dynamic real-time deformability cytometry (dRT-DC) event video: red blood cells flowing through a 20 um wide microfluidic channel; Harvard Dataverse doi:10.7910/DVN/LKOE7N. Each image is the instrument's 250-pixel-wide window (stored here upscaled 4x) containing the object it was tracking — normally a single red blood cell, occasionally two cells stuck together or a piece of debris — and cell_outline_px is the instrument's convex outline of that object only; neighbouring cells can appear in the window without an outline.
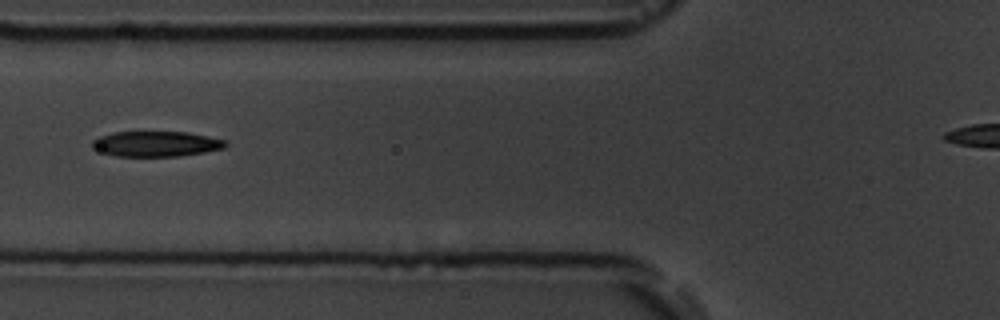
{"species": "common noctule bat (a hibernating species)", "species_latin": "Nyctalus noctula", "temperature_condition": "room temperature", "stored_images_in_passage": 8, "camera_frame_rate_fps": 3000, "um_per_image_px": 0.085, "animal": {"sex": "male", "body_mass_g": 19.5, "forearm_length_mm": 54.6}, "frame": {"image": 1, "passage_image": 4, "time_ms": 3.333, "image_size_px": [1000, 320], "cell_outline_px": [[228, 144], [224, 148], [204, 152], [180, 156], [116, 156], [92, 148], [92, 140], [100, 136], [116, 132], [188, 132], [228, 140]], "centroid_in_image_um": [13.31, 12.22], "position_along_channel_um": 112.5, "area_um2": 19.65}}
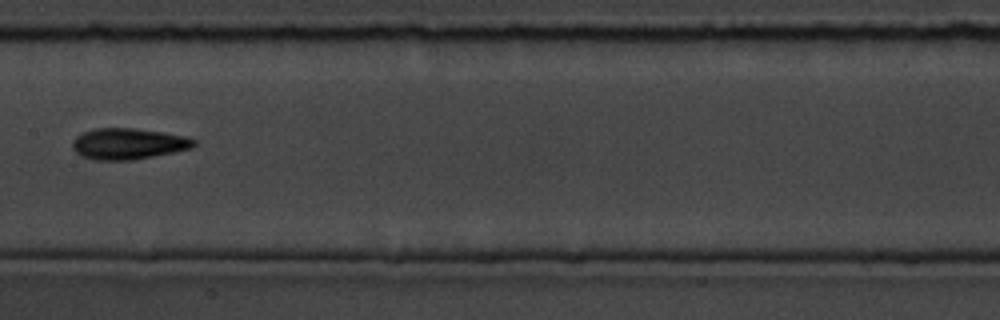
{"frame": {"image": 2, "passage_image": 6, "time_ms": 5.667, "image_size_px": [1000, 320], "cell_outline_px": [[196, 144], [192, 148], [132, 160], [92, 160], [80, 156], [72, 148], [72, 140], [76, 136], [84, 132], [96, 128], [136, 128], [184, 136], [196, 140]], "centroid_in_image_um": [10.85, 12.22], "position_along_channel_um": 196.5, "area_um2": 21.96}}
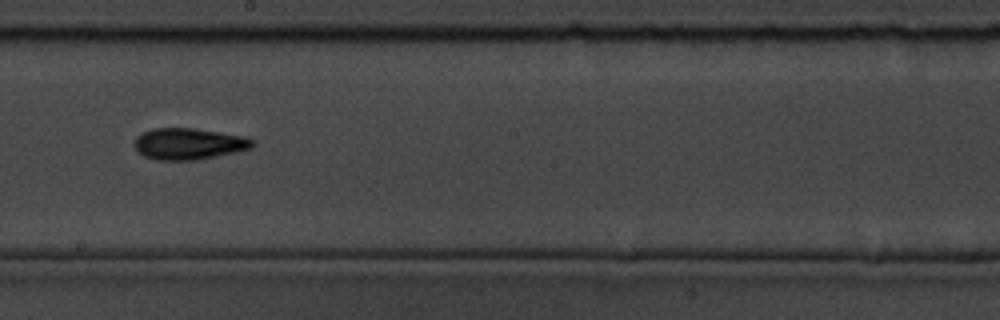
{"frame": {"image": 3, "passage_image": 7, "time_ms": 6.667, "image_size_px": [1000, 320], "cell_outline_px": [[256, 144], [252, 148], [236, 152], [196, 160], [156, 160], [144, 156], [136, 152], [132, 144], [136, 136], [152, 128], [192, 128], [244, 136], [252, 140]], "centroid_in_image_um": [15.99, 12.23], "position_along_channel_um": 232.2, "area_um2": 21.79}}